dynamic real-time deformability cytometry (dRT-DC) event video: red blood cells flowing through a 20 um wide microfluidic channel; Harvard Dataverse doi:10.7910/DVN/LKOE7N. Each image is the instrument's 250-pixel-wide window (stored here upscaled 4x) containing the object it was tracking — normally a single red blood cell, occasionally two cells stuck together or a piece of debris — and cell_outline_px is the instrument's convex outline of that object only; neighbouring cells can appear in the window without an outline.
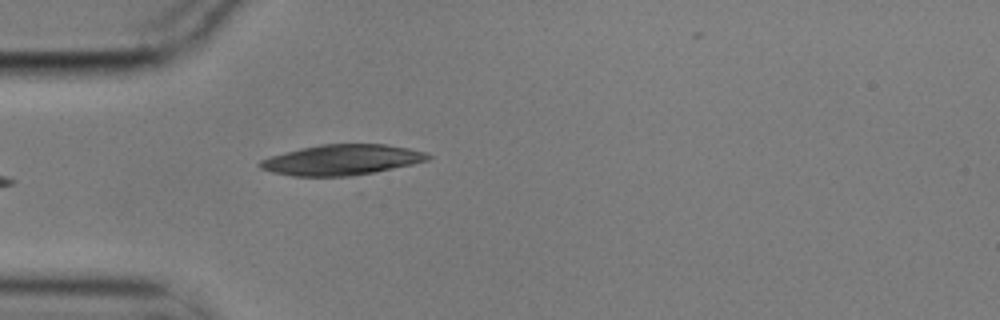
{"species": "common noctule bat (a hibernating species)", "species_latin": "Nyctalus noctula", "temperature_condition": "cold", "stored_images_in_passage": 5, "camera_frame_rate_fps": 3000, "um_per_image_px": 0.085, "animal": {"sex": "male", "body_mass_g": 17.9}, "frame": {"image": 1, "passage_image": 5, "time_ms": 1.333, "image_size_px": [1000, 320], "cell_outline_px": [[432, 156], [428, 160], [352, 180], [348, 180], [292, 176], [272, 172], [260, 168], [256, 164], [260, 160], [272, 156], [300, 148], [320, 144], [384, 144], [408, 148], [428, 152]], "centroid_in_image_um": [29.1, 13.66], "position_along_channel_um": 55.9, "area_um2": 31.56}}